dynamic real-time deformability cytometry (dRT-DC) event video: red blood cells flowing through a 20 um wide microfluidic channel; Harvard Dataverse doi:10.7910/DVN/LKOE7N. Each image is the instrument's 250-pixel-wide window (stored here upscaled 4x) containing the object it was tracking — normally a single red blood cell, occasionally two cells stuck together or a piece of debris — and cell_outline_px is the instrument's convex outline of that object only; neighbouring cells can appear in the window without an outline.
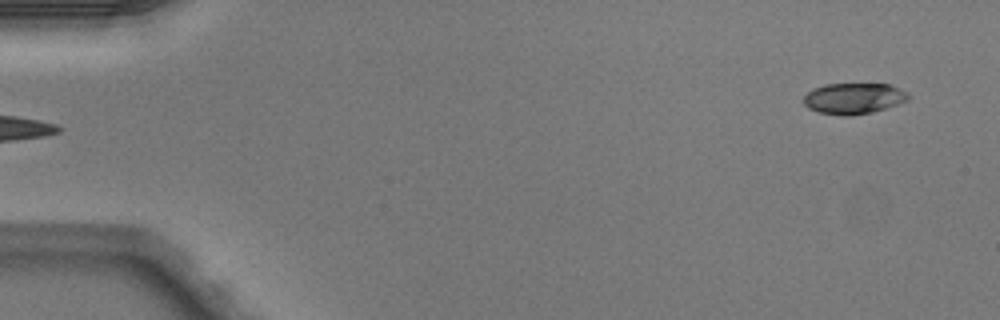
{"species": "Egyptian fruit bat (a non-hibernating species)", "species_latin": "Rousettus aegyptiacus", "temperature_condition": "warm", "stored_images_in_passage": 5, "segment_of_instrument_passage": [2, 2], "camera_frame_rate_fps": 3000, "um_per_image_px": 0.085, "animal": {"sex": "male"}, "frame": {"image": 1, "passage_image": 5, "time_ms": 1.333, "image_size_px": [1000, 320], "cell_outline_px": [[912, 96], [908, 100], [872, 112], [848, 116], [844, 116], [820, 112], [808, 108], [804, 104], [804, 96], [812, 88], [824, 84], [888, 84], [908, 92]], "centroid_in_image_um": [72.56, 8.36], "position_along_channel_um": 12.4, "area_um2": 18.84}}